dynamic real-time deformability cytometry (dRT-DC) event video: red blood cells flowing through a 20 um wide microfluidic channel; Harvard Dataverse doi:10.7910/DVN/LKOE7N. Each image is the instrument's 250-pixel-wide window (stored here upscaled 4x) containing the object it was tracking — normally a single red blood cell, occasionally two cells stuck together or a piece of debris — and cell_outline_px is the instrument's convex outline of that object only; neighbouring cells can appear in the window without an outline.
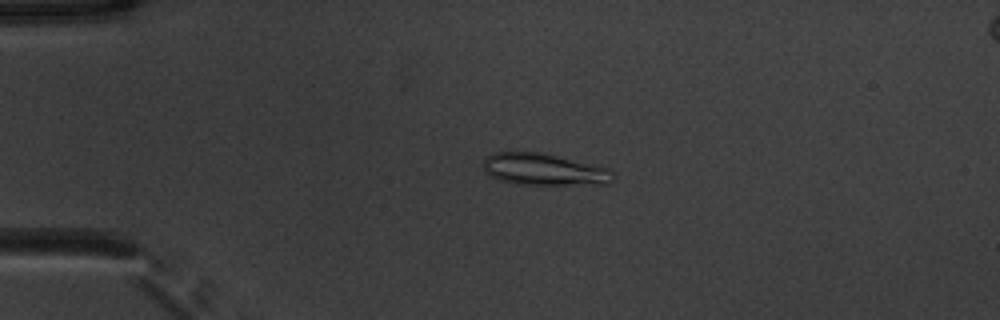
{"species": "common noctule bat (a hibernating species)", "species_latin": "Nyctalus noctula", "temperature_condition": "warm", "stored_images_in_passage": 53, "camera_frame_rate_fps": 3000, "um_per_image_px": 0.085, "animal": {"sex": "male", "body_mass_g": 20.1, "forearm_length_mm": 53.5}, "frame": {"image": 1, "passage_image": 13, "time_ms": 4.0, "image_size_px": [1000, 320], "cell_outline_px": [[612, 180], [608, 184], [516, 184], [500, 180], [488, 176], [484, 172], [484, 160], [492, 152], [540, 152], [592, 164], [608, 168], [612, 172]], "centroid_in_image_um": [46.19, 14.4], "position_along_channel_um": 38.8, "area_um2": 23.87}}
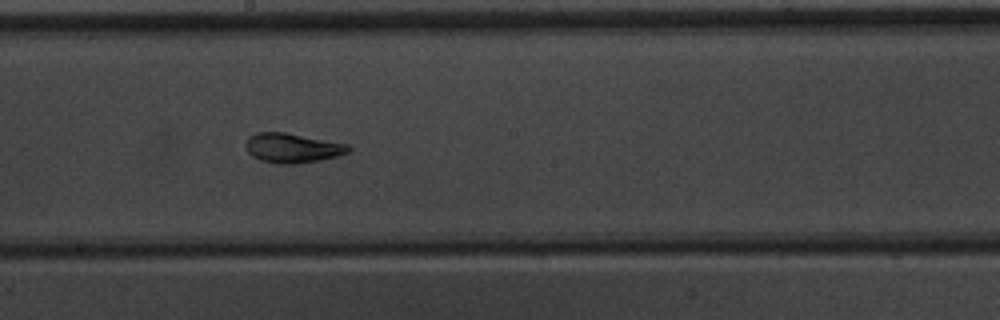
{"frame": {"image": 2, "passage_image": 30, "time_ms": 9.667, "image_size_px": [1000, 320], "cell_outline_px": [[352, 152], [320, 160], [296, 164], [276, 164], [260, 160], [252, 156], [248, 152], [244, 144], [248, 136], [256, 132], [284, 132], [348, 144], [352, 148]], "centroid_in_image_um": [24.84, 12.58], "position_along_channel_um": 223.4, "area_um2": 17.92}}
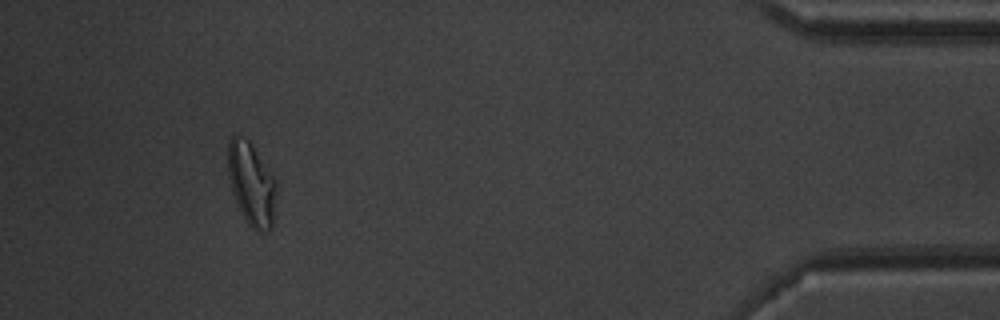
{"frame": {"image": 3, "passage_image": 49, "time_ms": 16.0, "image_size_px": [1000, 320], "cell_outline_px": [[276, 184], [272, 228], [264, 232], [256, 232], [248, 224], [232, 192], [228, 176], [228, 144], [232, 136], [236, 132], [248, 140], [252, 144], [276, 180]], "centroid_in_image_um": [21.36, 15.61], "position_along_channel_um": 413.8, "area_um2": 23.29}, "authors_computed_cell_mechanics": {"area_um2": 20.4612, "velocity_mm_per_s": 3.9102, "shape_relaxation_time_tau1_ms": 9.585, "shape_relaxation_time_tau2_ms": 1.8373, "deformation_change_tau1": 0.2608, "deformation_change_tau2": 0.0836}}